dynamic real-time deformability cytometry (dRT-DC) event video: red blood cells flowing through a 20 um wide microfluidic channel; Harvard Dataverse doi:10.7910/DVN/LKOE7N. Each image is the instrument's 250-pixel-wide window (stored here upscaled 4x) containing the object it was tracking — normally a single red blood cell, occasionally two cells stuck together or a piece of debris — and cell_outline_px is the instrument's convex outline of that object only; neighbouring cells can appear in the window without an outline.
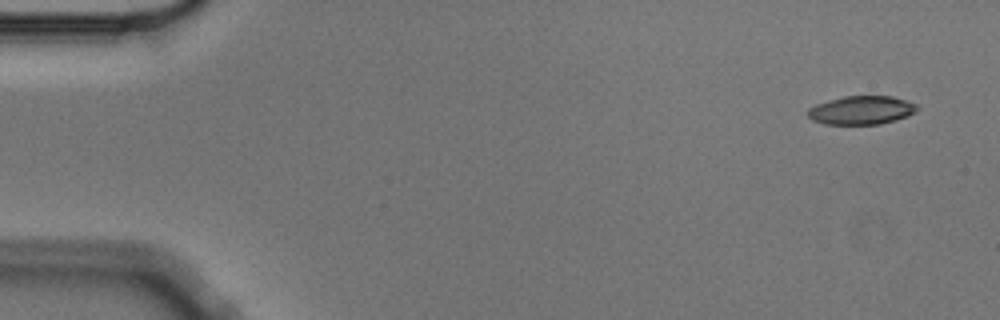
{"species": "Egyptian fruit bat (a non-hibernating species)", "species_latin": "Rousettus aegyptiacus", "temperature_condition": "cold", "stored_images_in_passage": 4, "camera_frame_rate_fps": 3000, "um_per_image_px": 0.085, "animal": {"sex": "male"}, "frame": {"image": 1, "passage_image": 1, "time_ms": 0.0, "image_size_px": [1000, 320], "cell_outline_px": [[920, 108], [916, 112], [908, 116], [896, 120], [880, 124], [824, 124], [812, 120], [808, 116], [808, 108], [816, 104], [828, 100], [844, 96], [892, 96], [916, 104]], "centroid_in_image_um": [73.23, 9.37], "position_along_channel_um": 11.8, "area_um2": 18.26}}
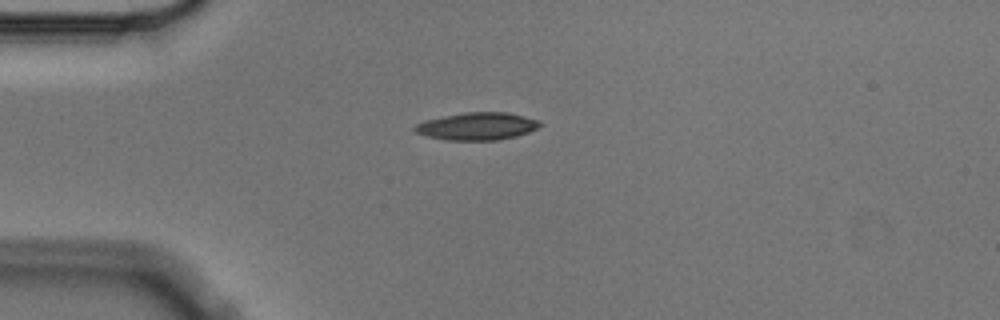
{"frame": {"image": 2, "passage_image": 4, "time_ms": 1.0, "image_size_px": [1000, 320], "cell_outline_px": [[544, 124], [528, 132], [516, 136], [500, 140], [448, 140], [428, 136], [416, 132], [412, 128], [416, 124], [424, 120], [464, 112], [508, 112], [540, 120]], "centroid_in_image_um": [40.58, 10.72], "position_along_channel_um": 44.4, "area_um2": 20.11}}